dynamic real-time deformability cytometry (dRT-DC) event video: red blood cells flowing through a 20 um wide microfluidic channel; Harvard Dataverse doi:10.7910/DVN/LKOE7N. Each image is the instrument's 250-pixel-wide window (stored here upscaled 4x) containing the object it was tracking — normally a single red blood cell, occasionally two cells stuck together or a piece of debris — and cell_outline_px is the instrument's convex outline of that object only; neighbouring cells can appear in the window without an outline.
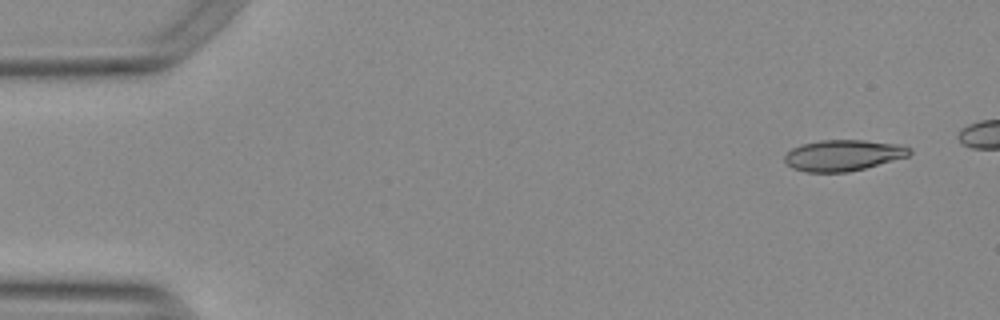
{"species": "Egyptian fruit bat (a non-hibernating species)", "species_latin": "Rousettus aegyptiacus", "temperature_condition": "warm", "stored_images_in_passage": 45, "camera_frame_rate_fps": 3000, "um_per_image_px": 0.085, "animal": {"sex": "female"}, "frame": {"image": 1, "passage_image": 1, "time_ms": 0.0, "image_size_px": [1000, 320], "cell_outline_px": [[912, 152], [908, 156], [864, 168], [848, 172], [804, 172], [792, 168], [784, 160], [784, 156], [792, 148], [800, 144], [820, 140], [864, 140], [896, 144], [912, 148]], "centroid_in_image_um": [71.64, 13.2], "position_along_channel_um": 13.4, "area_um2": 22.54}}
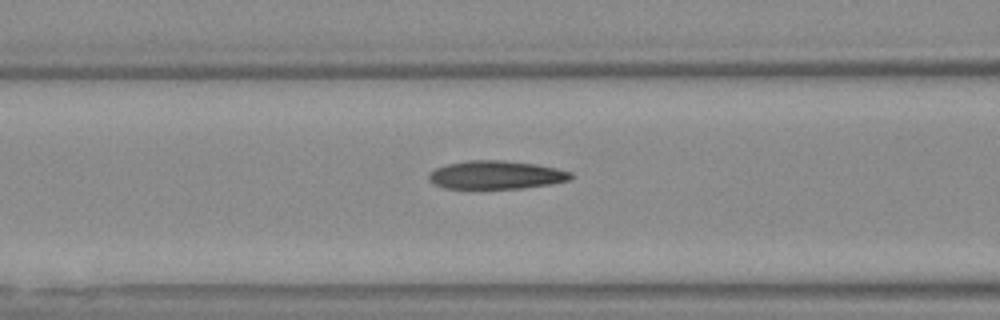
{"frame": {"image": 2, "passage_image": 19, "time_ms": 6.0, "image_size_px": [1000, 320], "cell_outline_px": [[572, 176], [568, 180], [552, 184], [524, 188], [444, 188], [428, 180], [428, 172], [436, 168], [448, 164], [468, 160], [504, 160], [536, 164], [556, 168], [572, 172]], "centroid_in_image_um": [42.16, 14.86], "position_along_channel_um": 124.4, "area_um2": 23.41}}
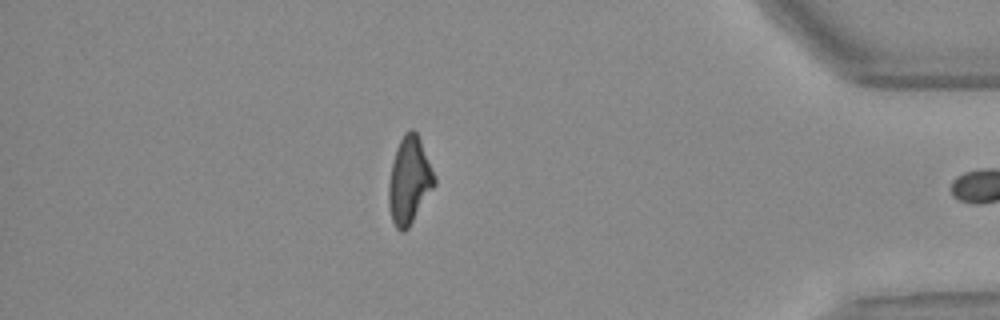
{"frame": {"image": 3, "passage_image": 44, "time_ms": 14.333, "image_size_px": [1000, 320], "cell_outline_px": [[436, 184], [408, 228], [404, 232], [400, 232], [396, 228], [392, 220], [388, 204], [388, 184], [392, 164], [396, 148], [404, 132], [412, 128], [416, 132], [420, 140], [436, 176]], "centroid_in_image_um": [34.79, 15.34], "position_along_channel_um": 400.4, "area_um2": 23.18}, "authors_computed_cell_mechanics": {"area_um2": 23.409, "velocity_mm_per_s": 3.7949, "shape_relaxation_time_tau1_ms": null, "shape_relaxation_time_tau2_ms": 4.1606, "deformation_change_tau1": null, "deformation_change_tau2": 0.1491}}